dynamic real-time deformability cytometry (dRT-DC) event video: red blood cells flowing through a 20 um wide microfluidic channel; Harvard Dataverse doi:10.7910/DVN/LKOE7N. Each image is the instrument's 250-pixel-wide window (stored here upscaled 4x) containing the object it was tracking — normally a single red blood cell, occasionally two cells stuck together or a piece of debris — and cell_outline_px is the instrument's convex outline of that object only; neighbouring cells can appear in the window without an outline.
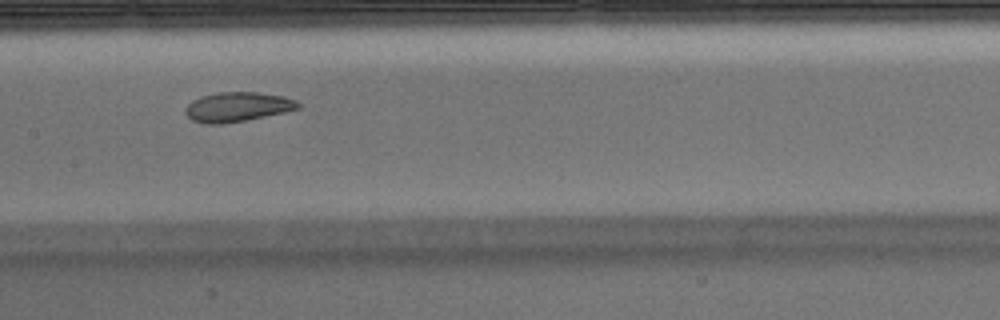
{"species": "Egyptian fruit bat (a non-hibernating species)", "species_latin": "Rousettus aegyptiacus", "temperature_condition": "warm", "stored_images_in_passage": 47, "camera_frame_rate_fps": 3000, "um_per_image_px": 0.085, "animal": {"sex": "male"}, "frame": {"image": 1, "passage_image": 21, "time_ms": 6.667, "image_size_px": [1000, 320], "cell_outline_px": [[300, 108], [284, 112], [224, 124], [208, 124], [192, 120], [184, 112], [184, 108], [192, 100], [200, 96], [220, 92], [260, 92], [284, 96], [296, 100], [300, 104]], "centroid_in_image_um": [20.17, 9.07], "position_along_channel_um": 187.2, "area_um2": 19.42}}
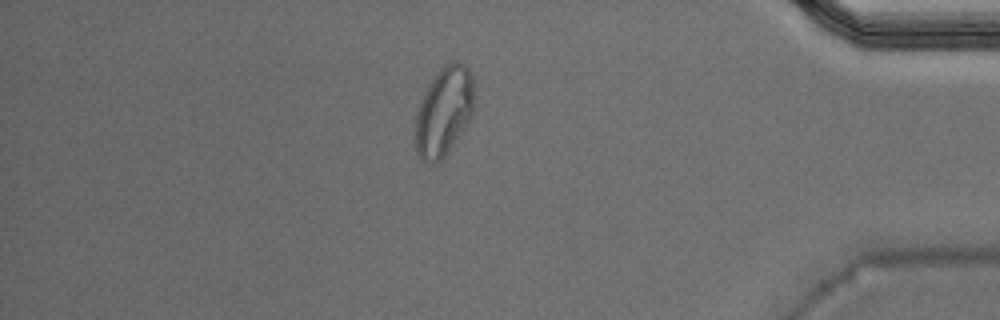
{"frame": {"image": 2, "passage_image": 40, "time_ms": 13.0, "image_size_px": [1000, 320], "cell_outline_px": [[472, 116], [444, 156], [440, 160], [432, 164], [420, 160], [416, 156], [416, 112], [432, 80], [440, 68], [444, 64], [456, 60], [464, 64], [468, 68], [472, 76]], "centroid_in_image_um": [37.71, 9.48], "position_along_channel_um": 397.5, "area_um2": 29.82}, "authors_computed_cell_mechanics": {"area_um2": 20.7502, "velocity_mm_per_s": 3.8967, "shape_relaxation_time_tau1_ms": null, "shape_relaxation_time_tau2_ms": 1.9412, "deformation_change_tau1": null, "deformation_change_tau2": 0.064}}